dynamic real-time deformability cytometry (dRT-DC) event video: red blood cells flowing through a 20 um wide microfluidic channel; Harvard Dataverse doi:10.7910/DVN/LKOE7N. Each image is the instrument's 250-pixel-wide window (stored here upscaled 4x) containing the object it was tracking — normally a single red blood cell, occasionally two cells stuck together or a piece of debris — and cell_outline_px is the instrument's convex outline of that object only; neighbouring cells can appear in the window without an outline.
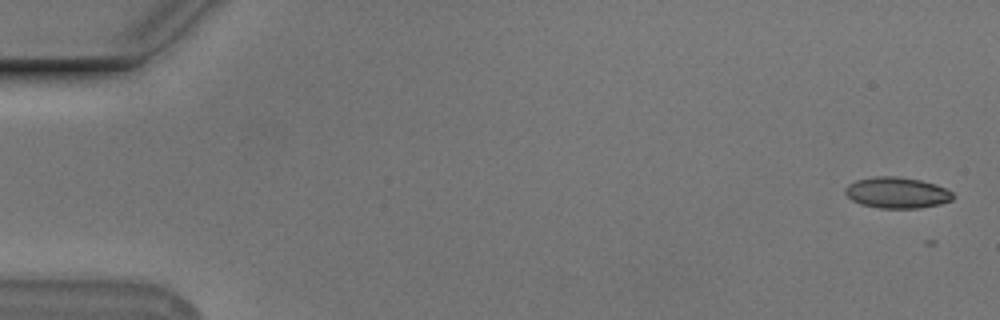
{"species": "Egyptian fruit bat (a non-hibernating species)", "species_latin": "Rousettus aegyptiacus", "temperature_condition": "cold", "stored_images_in_passage": 3, "camera_frame_rate_fps": 3000, "um_per_image_px": 0.085, "animal": {"sex": "male"}, "frame": {"image": 1, "passage_image": 2, "time_ms": 0.333, "image_size_px": [1000, 320], "cell_outline_px": [[956, 196], [952, 200], [940, 204], [920, 208], [880, 208], [860, 204], [852, 200], [844, 192], [844, 188], [848, 184], [856, 180], [876, 176], [896, 176], [920, 180], [936, 184], [952, 192]], "centroid_in_image_um": [76.24, 16.38], "position_along_channel_um": 8.8, "area_um2": 19.59}}